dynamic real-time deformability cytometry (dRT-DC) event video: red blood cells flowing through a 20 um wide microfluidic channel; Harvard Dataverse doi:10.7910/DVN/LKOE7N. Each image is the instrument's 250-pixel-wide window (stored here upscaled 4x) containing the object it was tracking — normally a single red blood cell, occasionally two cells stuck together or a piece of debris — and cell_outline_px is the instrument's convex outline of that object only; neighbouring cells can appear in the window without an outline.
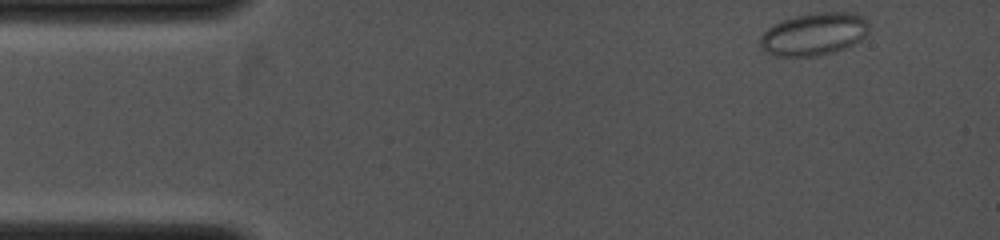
{"species": "common noctule bat (a hibernating species)", "species_latin": "Nyctalus noctula", "temperature_condition": "cold", "stored_images_in_passage": 44, "camera_frame_rate_fps": 4000, "um_per_image_px": 0.085, "animal": {"sex": "female", "body_mass_g": 19.0, "forearm_length_mm": 53.3}, "frame": {"image": 1, "passage_image": 1, "time_ms": 0.0, "image_size_px": [1000, 240], "cell_outline_px": [[868, 32], [860, 40], [844, 48], [832, 52], [816, 56], [776, 56], [760, 48], [760, 36], [768, 28], [784, 20], [796, 16], [816, 12], [856, 12], [864, 16], [868, 20]], "centroid_in_image_um": [69.22, 2.88], "position_along_channel_um": 15.8, "area_um2": 26.93}}
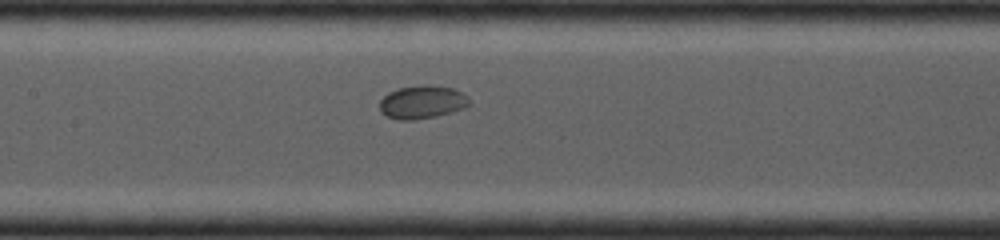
{"frame": {"image": 2, "passage_image": 24, "time_ms": 4.75, "image_size_px": [1000, 240], "cell_outline_px": [[472, 104], [464, 108], [452, 112], [436, 116], [412, 120], [400, 120], [388, 116], [380, 112], [380, 100], [388, 92], [400, 88], [424, 84], [432, 84], [452, 88], [468, 96]], "centroid_in_image_um": [35.91, 8.67], "position_along_channel_um": 171.5, "area_um2": 17.46}}
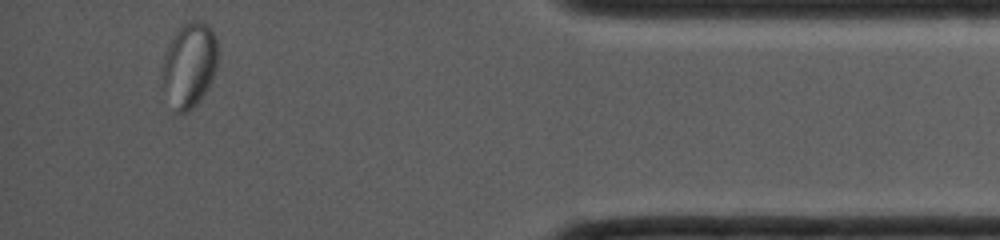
{"frame": {"image": 3, "passage_image": 44, "time_ms": 10.25, "image_size_px": [1000, 240], "cell_outline_px": [[216, 68], [212, 80], [208, 88], [200, 100], [188, 112], [176, 112], [164, 88], [160, 76], [164, 56], [168, 44], [172, 36], [180, 24], [188, 20], [200, 20], [208, 24], [212, 28], [216, 36]], "centroid_in_image_um": [16.08, 5.46], "position_along_channel_um": 419.1, "area_um2": 27.74}}